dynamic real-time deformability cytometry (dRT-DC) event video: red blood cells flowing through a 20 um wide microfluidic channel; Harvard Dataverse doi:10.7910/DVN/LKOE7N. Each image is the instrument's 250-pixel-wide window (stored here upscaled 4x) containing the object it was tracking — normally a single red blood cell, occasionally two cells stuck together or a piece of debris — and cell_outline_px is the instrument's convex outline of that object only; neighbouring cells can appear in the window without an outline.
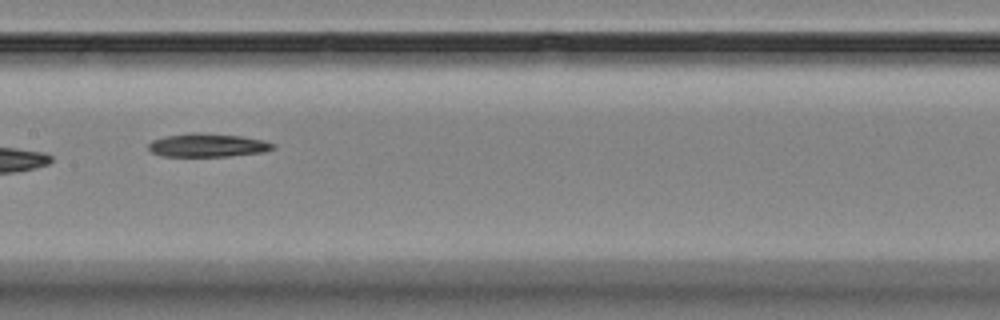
{"species": "Egyptian fruit bat (a non-hibernating species)", "species_latin": "Rousettus aegyptiacus", "temperature_condition": "room temperature", "stored_images_in_passage": 13, "camera_frame_rate_fps": 3000, "um_per_image_px": 0.085, "animal": {"sex": "female"}, "frame": {"image": 1, "passage_image": 6, "time_ms": 6.0, "image_size_px": [1000, 320], "cell_outline_px": [[276, 148], [264, 152], [224, 156], [164, 156], [152, 152], [148, 148], [148, 144], [152, 140], [164, 136], [192, 132], [204, 132], [240, 136], [264, 140], [276, 144]], "centroid_in_image_um": [17.66, 12.33], "position_along_channel_um": 189.7, "area_um2": 17.11}}
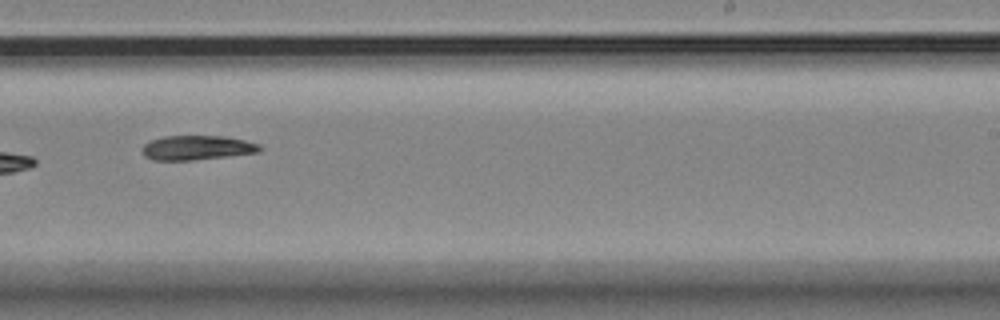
{"frame": {"image": 2, "passage_image": 8, "time_ms": 8.333, "image_size_px": [1000, 320], "cell_outline_px": [[264, 148], [260, 152], [192, 160], [152, 160], [144, 156], [140, 148], [144, 144], [152, 140], [164, 136], [224, 136], [244, 140], [260, 144]], "centroid_in_image_um": [16.74, 12.55], "position_along_channel_um": 272.3, "area_um2": 16.82}}
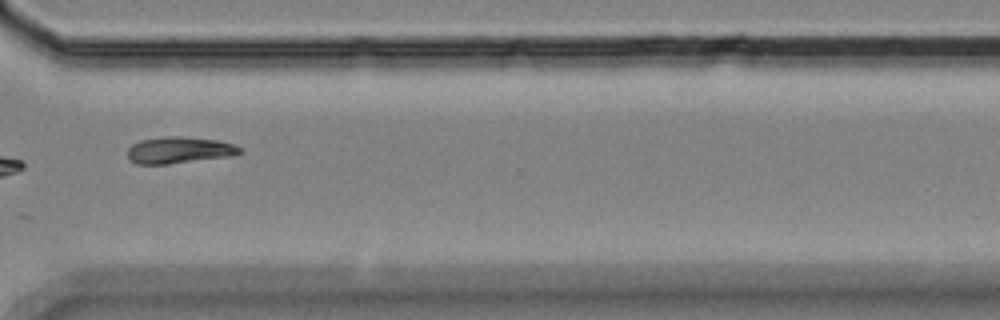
{"frame": {"image": 3, "passage_image": 10, "time_ms": 10.667, "image_size_px": [1000, 320], "cell_outline_px": [[244, 152], [228, 156], [168, 164], [136, 164], [128, 160], [128, 148], [132, 144], [140, 140], [164, 136], [184, 136], [220, 140], [244, 148]], "centroid_in_image_um": [15.22, 12.75], "position_along_channel_um": 355.4, "area_um2": 17.57}}